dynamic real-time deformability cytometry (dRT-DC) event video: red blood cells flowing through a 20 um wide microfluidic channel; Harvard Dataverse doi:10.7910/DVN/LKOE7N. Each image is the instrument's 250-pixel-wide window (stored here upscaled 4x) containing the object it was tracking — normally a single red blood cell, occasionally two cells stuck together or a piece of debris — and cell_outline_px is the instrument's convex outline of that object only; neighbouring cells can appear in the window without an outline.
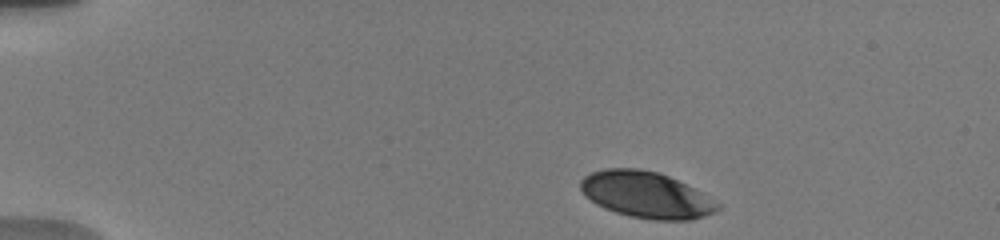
{"species": "human", "species_latin": "Homo sapiens", "temperature_condition": "warm", "stored_images_in_passage": 5, "camera_frame_rate_fps": 3000, "um_per_image_px": 0.085, "donor": {"sex": "male"}, "frame": {"image": 1, "passage_image": 1, "time_ms": 0.0, "image_size_px": [1000, 240], "cell_outline_px": [[720, 208], [716, 212], [692, 220], [652, 220], [628, 216], [604, 208], [596, 204], [584, 196], [580, 188], [580, 180], [584, 176], [592, 172], [604, 168], [640, 168], [656, 172], [668, 176], [700, 192], [720, 204]], "centroid_in_image_um": [54.88, 16.57], "position_along_channel_um": 30.1, "area_um2": 36.93}}
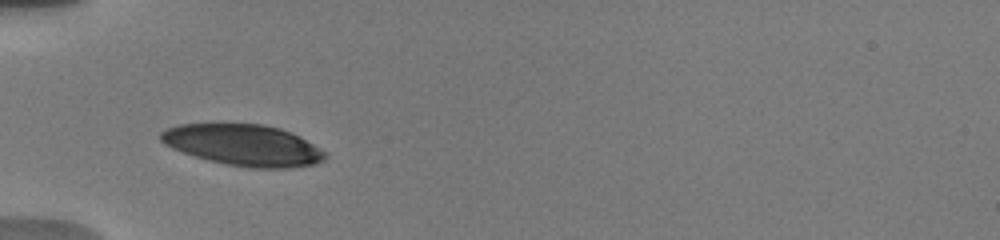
{"frame": {"image": 2, "passage_image": 4, "time_ms": 3.0, "image_size_px": [1000, 240], "cell_outline_px": [[328, 156], [324, 160], [312, 164], [292, 168], [252, 168], [228, 164], [208, 160], [172, 148], [164, 144], [160, 140], [160, 132], [168, 128], [180, 124], [264, 124], [280, 128], [300, 136], [324, 152]], "centroid_in_image_um": [20.69, 12.33], "position_along_channel_um": 64.3, "area_um2": 39.19}}
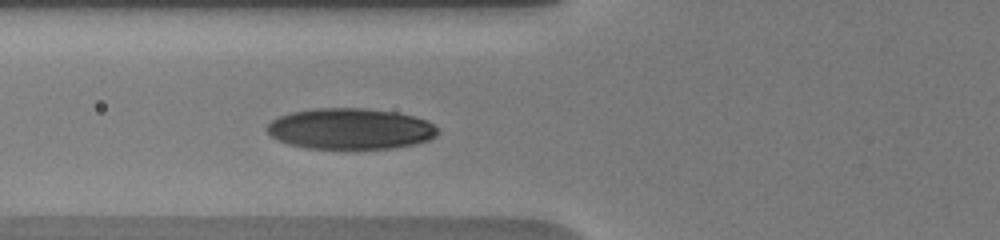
{"frame": {"image": 3, "passage_image": 5, "time_ms": 4.0, "image_size_px": [1000, 240], "cell_outline_px": [[440, 132], [436, 136], [428, 140], [412, 144], [392, 148], [304, 148], [288, 144], [272, 136], [264, 128], [272, 120], [280, 116], [292, 112], [312, 108], [364, 108], [396, 112], [412, 116], [424, 120], [440, 128]], "centroid_in_image_um": [29.77, 10.94], "position_along_channel_um": 96.0, "area_um2": 40.63}}